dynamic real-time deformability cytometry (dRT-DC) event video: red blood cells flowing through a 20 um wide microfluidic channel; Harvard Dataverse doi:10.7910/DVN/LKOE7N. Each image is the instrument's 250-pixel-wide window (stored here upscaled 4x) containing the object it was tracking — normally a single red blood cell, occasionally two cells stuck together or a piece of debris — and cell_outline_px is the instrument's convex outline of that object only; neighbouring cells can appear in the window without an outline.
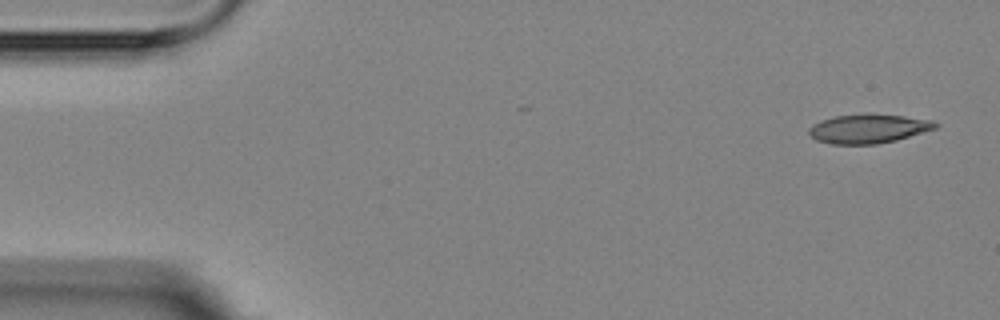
{"species": "Egyptian fruit bat (a non-hibernating species)", "species_latin": "Rousettus aegyptiacus", "temperature_condition": "room temperature", "stored_images_in_passage": 3, "camera_frame_rate_fps": 3000, "um_per_image_px": 0.085, "animal": {"sex": "female"}, "frame": {"image": 1, "passage_image": 1, "time_ms": 0.0, "image_size_px": [1000, 320], "cell_outline_px": [[940, 124], [936, 128], [896, 140], [876, 144], [832, 144], [816, 140], [808, 132], [808, 128], [812, 124], [820, 120], [836, 116], [904, 116], [932, 120]], "centroid_in_image_um": [73.79, 10.97], "position_along_channel_um": 11.2, "area_um2": 20.69}}